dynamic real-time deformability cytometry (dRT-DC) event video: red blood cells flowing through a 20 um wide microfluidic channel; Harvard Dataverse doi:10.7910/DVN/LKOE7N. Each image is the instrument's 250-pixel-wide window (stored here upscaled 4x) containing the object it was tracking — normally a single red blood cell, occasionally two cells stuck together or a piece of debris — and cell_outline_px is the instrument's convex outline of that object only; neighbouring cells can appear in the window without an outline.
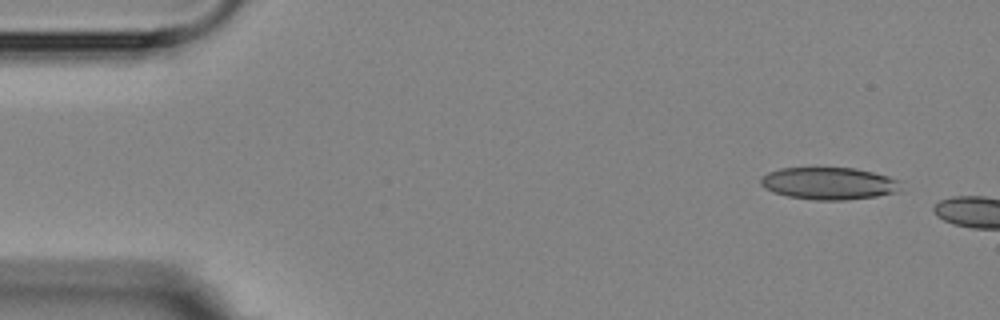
{"species": "Egyptian fruit bat (a non-hibernating species)", "species_latin": "Rousettus aegyptiacus", "temperature_condition": "room temperature", "stored_images_in_passage": 3, "camera_frame_rate_fps": 3000, "um_per_image_px": 0.085, "animal": {"sex": "female"}, "frame": {"image": 1, "passage_image": 2, "time_ms": 1.0, "image_size_px": [1000, 320], "cell_outline_px": [[900, 180], [896, 192], [876, 196], [844, 200], [812, 200], [788, 196], [772, 192], [764, 188], [760, 184], [760, 180], [768, 172], [780, 168], [856, 168], [888, 176]], "centroid_in_image_um": [70.42, 15.59], "position_along_channel_um": 14.6, "area_um2": 26.18}}